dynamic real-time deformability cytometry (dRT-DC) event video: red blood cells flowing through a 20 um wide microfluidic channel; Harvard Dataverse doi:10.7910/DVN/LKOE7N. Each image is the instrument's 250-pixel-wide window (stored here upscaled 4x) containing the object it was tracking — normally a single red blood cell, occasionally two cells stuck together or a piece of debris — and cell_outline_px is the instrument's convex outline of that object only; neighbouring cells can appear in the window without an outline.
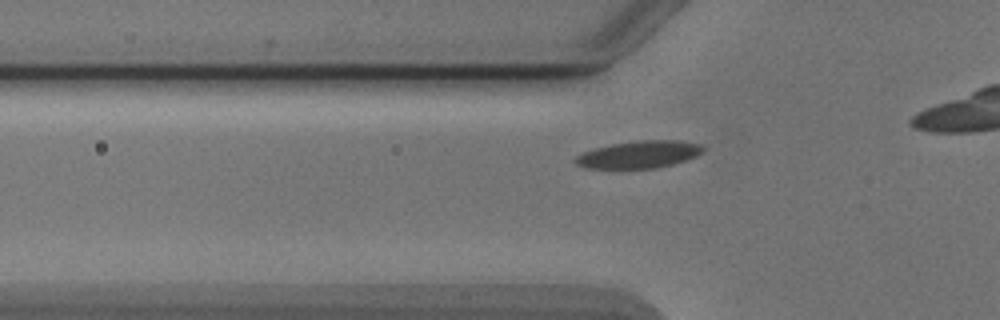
{"species": "Egyptian fruit bat (a non-hibernating species)", "species_latin": "Rousettus aegyptiacus", "temperature_condition": "cold", "stored_images_in_passage": 10, "camera_frame_rate_fps": 3000, "um_per_image_px": 0.085, "animal": {"sex": "male"}, "frame": {"image": 1, "passage_image": 4, "time_ms": 1.0, "image_size_px": [1000, 320], "cell_outline_px": [[704, 148], [696, 156], [672, 164], [656, 168], [588, 168], [576, 164], [572, 160], [576, 156], [584, 152], [596, 148], [612, 144], [640, 140], [680, 140], [700, 144]], "centroid_in_image_um": [54.3, 13.13], "position_along_channel_um": 71.5, "area_um2": 20.06}}
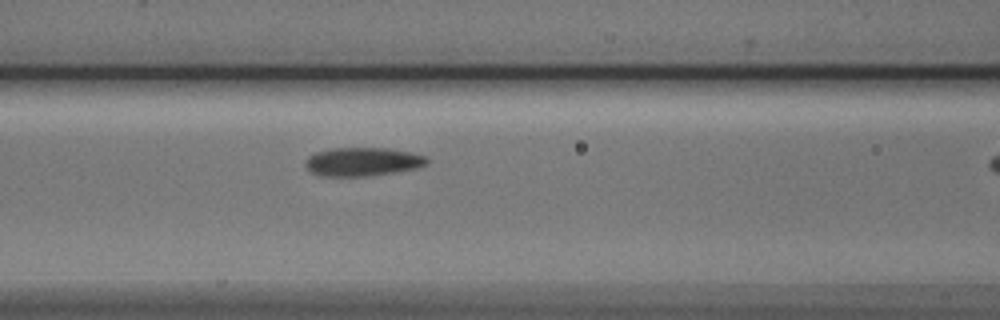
{"frame": {"image": 2, "passage_image": 9, "time_ms": 2.667, "image_size_px": [1000, 320], "cell_outline_px": [[428, 164], [416, 168], [396, 172], [368, 176], [320, 176], [308, 172], [304, 164], [308, 156], [316, 152], [332, 148], [388, 148], [412, 152], [428, 156]], "centroid_in_image_um": [30.82, 13.75], "position_along_channel_um": 135.8, "area_um2": 20.58}}